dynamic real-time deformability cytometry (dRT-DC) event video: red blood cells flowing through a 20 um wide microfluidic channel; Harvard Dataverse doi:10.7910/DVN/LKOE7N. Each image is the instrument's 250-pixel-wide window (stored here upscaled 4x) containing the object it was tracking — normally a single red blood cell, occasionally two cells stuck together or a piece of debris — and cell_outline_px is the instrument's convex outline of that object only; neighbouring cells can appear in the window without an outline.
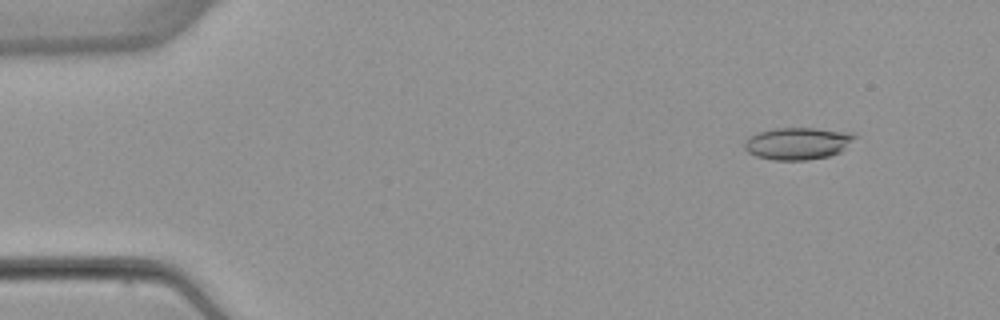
{"species": "common noctule bat (a hibernating species)", "species_latin": "Nyctalus noctula", "temperature_condition": "warm", "stored_images_in_passage": 53, "camera_frame_rate_fps": 3000, "um_per_image_px": 0.085, "animal": {"sex": "female", "body_mass_g": 22.7, "forearm_length_mm": 54.2}, "frame": {"image": 1, "passage_image": 6, "time_ms": 1.667, "image_size_px": [1000, 320], "cell_outline_px": [[856, 136], [840, 152], [828, 156], [808, 160], [772, 160], [756, 156], [748, 152], [744, 148], [744, 140], [760, 132], [776, 128], [812, 128], [836, 132]], "centroid_in_image_um": [67.7, 12.22], "position_along_channel_um": 17.3, "area_um2": 20.0}}
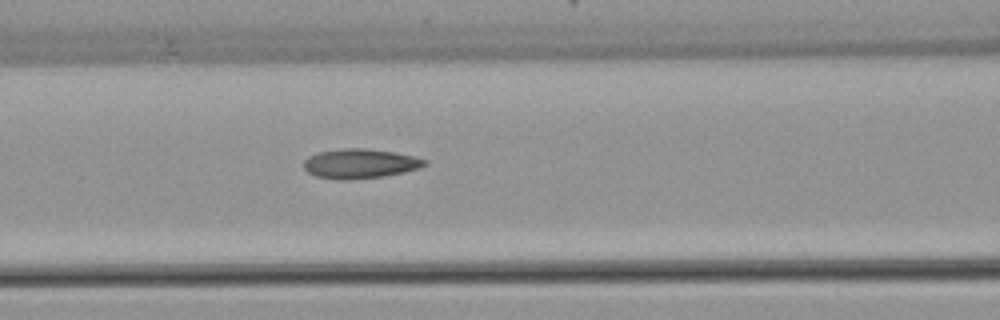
{"frame": {"image": 2, "passage_image": 23, "time_ms": 7.333, "image_size_px": [1000, 320], "cell_outline_px": [[428, 164], [420, 168], [404, 172], [384, 176], [348, 180], [336, 180], [316, 176], [308, 172], [304, 168], [304, 160], [308, 156], [320, 152], [344, 148], [364, 148], [396, 152], [428, 160]], "centroid_in_image_um": [30.62, 13.91], "position_along_channel_um": 136.0, "area_um2": 20.92}}
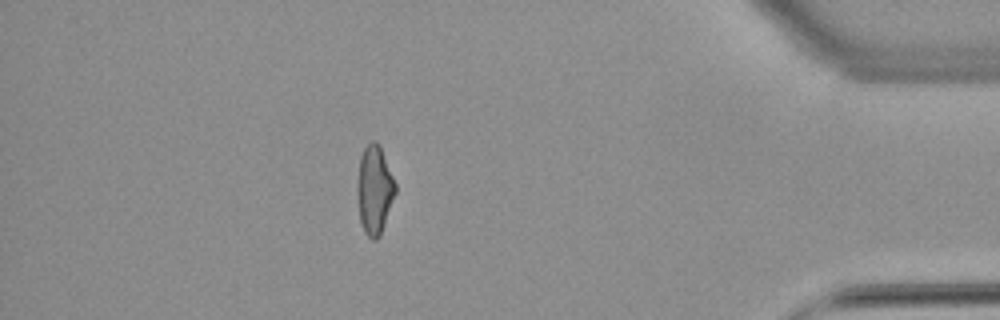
{"frame": {"image": 3, "passage_image": 47, "time_ms": 15.333, "image_size_px": [1000, 320], "cell_outline_px": [[396, 192], [380, 236], [376, 240], [372, 240], [364, 232], [360, 220], [360, 156], [364, 148], [372, 140], [376, 140], [380, 144], [396, 184]], "centroid_in_image_um": [31.89, 16.12], "position_along_channel_um": 403.3, "area_um2": 18.9}, "authors_computed_cell_mechanics": {"area_um2": 19.8832, "velocity_mm_per_s": 3.8981, "shape_relaxation_time_tau1_ms": null, "shape_relaxation_time_tau2_ms": 2.6764, "deformation_change_tau1": null, "deformation_change_tau2": 0.103}}